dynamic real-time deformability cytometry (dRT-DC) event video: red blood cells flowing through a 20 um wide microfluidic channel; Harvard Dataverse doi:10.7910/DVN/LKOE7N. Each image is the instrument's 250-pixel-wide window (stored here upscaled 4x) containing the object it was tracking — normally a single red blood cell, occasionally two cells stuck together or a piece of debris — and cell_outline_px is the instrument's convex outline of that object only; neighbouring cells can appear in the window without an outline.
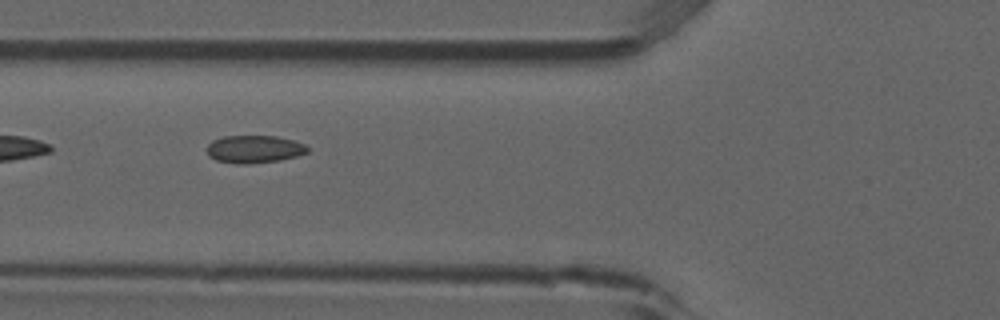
{"species": "common noctule bat (a hibernating species)", "species_latin": "Nyctalus noctula", "temperature_condition": "room temperature", "stored_images_in_passage": 7, "camera_frame_rate_fps": 3000, "um_per_image_px": 0.085, "animal": {"sex": "male", "forearm_length_mm": 52.5}, "frame": {"image": 1, "passage_image": 6, "time_ms": 1.667, "image_size_px": [1000, 320], "cell_outline_px": [[308, 152], [296, 156], [280, 160], [248, 164], [236, 164], [216, 160], [208, 156], [208, 144], [212, 140], [224, 136], [276, 136], [292, 140], [304, 144], [308, 148]], "centroid_in_image_um": [21.59, 12.68], "position_along_channel_um": 104.2, "area_um2": 16.18}}
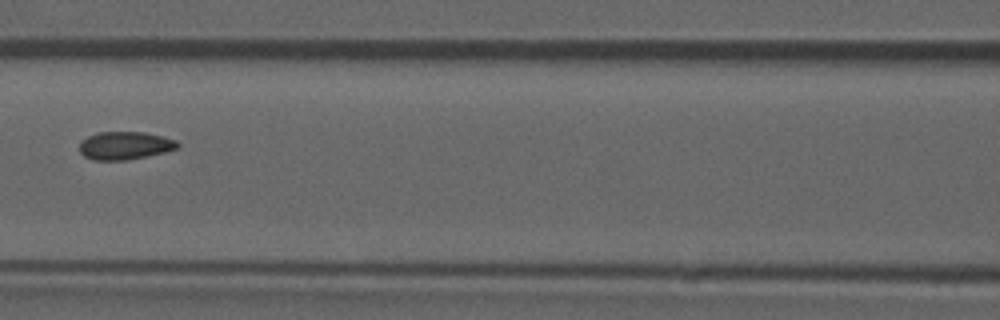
{"frame": {"image": 2, "passage_image": 7, "time_ms": 2.0, "image_size_px": [1000, 320], "cell_outline_px": [[180, 148], [148, 156], [128, 160], [92, 160], [84, 156], [80, 152], [80, 144], [88, 136], [96, 132], [144, 132], [176, 140], [180, 144]], "centroid_in_image_um": [10.63, 12.38], "position_along_channel_um": 156.0, "area_um2": 16.01}}